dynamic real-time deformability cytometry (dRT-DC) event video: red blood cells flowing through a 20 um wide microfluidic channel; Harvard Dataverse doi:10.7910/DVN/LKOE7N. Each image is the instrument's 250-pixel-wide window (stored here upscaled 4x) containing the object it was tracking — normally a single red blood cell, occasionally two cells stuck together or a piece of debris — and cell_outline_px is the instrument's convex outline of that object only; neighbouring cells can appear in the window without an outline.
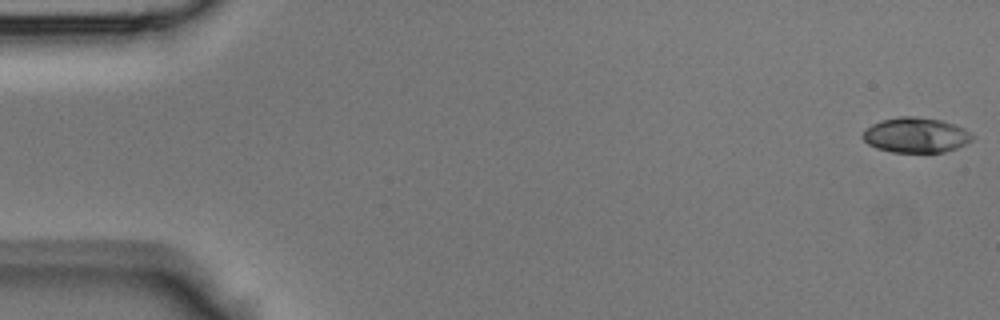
{"species": "Egyptian fruit bat (a non-hibernating species)", "species_latin": "Rousettus aegyptiacus", "temperature_condition": "room temperature", "stored_images_in_passage": 9, "camera_frame_rate_fps": 3000, "um_per_image_px": 0.085, "animal": {"sex": "male"}, "frame": {"image": 1, "passage_image": 1, "time_ms": 0.0, "image_size_px": [1000, 320], "cell_outline_px": [[976, 136], [972, 140], [956, 148], [944, 152], [892, 152], [876, 148], [868, 144], [860, 136], [872, 124], [880, 120], [900, 116], [916, 116], [940, 120], [956, 124], [964, 128]], "centroid_in_image_um": [77.86, 11.48], "position_along_channel_um": 7.1, "area_um2": 22.54}}